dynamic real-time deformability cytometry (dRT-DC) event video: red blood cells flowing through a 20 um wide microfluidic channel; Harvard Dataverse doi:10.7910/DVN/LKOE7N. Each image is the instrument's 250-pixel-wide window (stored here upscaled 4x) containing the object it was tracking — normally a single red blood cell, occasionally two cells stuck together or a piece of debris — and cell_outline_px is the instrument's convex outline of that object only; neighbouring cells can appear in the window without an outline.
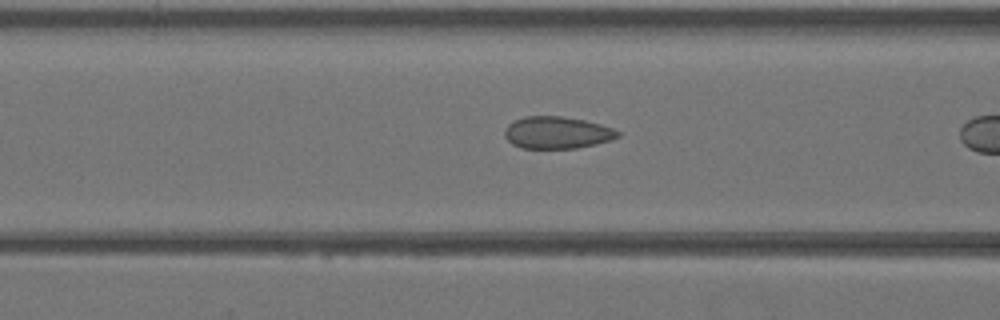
{"species": "Egyptian fruit bat (a non-hibernating species)", "species_latin": "Rousettus aegyptiacus", "temperature_condition": "warm", "stored_images_in_passage": 7, "camera_frame_rate_fps": 3000, "um_per_image_px": 0.085, "animal": {"sex": "female"}, "frame": {"image": 1, "passage_image": 6, "time_ms": 1.667, "image_size_px": [1000, 320], "cell_outline_px": [[620, 136], [612, 140], [596, 144], [576, 148], [520, 148], [512, 144], [504, 136], [504, 132], [508, 124], [524, 116], [560, 116], [584, 120], [600, 124], [612, 128], [620, 132]], "centroid_in_image_um": [47.35, 11.28], "position_along_channel_um": 119.3, "area_um2": 21.15}}